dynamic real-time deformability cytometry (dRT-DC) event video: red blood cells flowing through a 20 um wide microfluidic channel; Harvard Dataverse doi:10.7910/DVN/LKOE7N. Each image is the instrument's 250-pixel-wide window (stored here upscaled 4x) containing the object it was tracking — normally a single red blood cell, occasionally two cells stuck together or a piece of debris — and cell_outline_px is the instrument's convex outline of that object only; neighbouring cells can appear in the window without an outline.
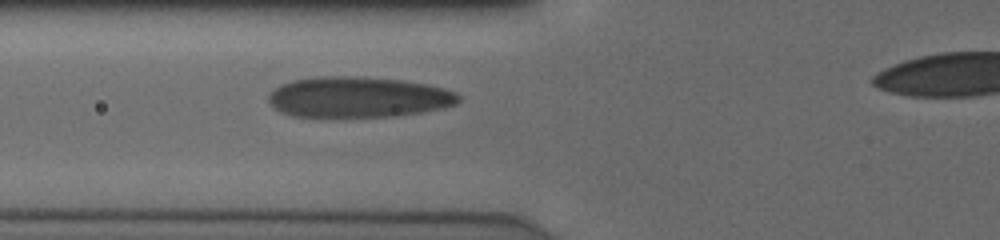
{"species": "human", "species_latin": "Homo sapiens", "temperature_condition": "cold", "stored_images_in_passage": 43, "camera_frame_rate_fps": 3000, "um_per_image_px": 0.085, "donor": {"sex": "male"}, "frame": {"image": 1, "passage_image": 15, "time_ms": 4.667, "image_size_px": [1000, 240], "cell_outline_px": [[460, 100], [456, 104], [440, 108], [420, 112], [392, 116], [292, 116], [276, 108], [268, 100], [268, 96], [280, 84], [292, 80], [316, 76], [356, 76], [404, 80], [428, 84], [444, 88], [456, 92], [460, 96]], "centroid_in_image_um": [30.47, 8.23], "position_along_channel_um": 95.3, "area_um2": 44.8}}
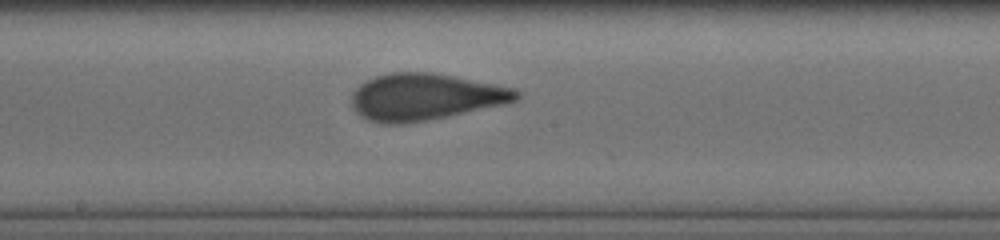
{"frame": {"image": 2, "passage_image": 24, "time_ms": 7.667, "image_size_px": [1000, 240], "cell_outline_px": [[524, 92], [516, 100], [504, 104], [448, 116], [428, 120], [404, 124], [380, 124], [368, 120], [360, 116], [352, 108], [352, 92], [360, 84], [376, 76], [392, 72], [428, 72], [452, 76], [512, 88]], "centroid_in_image_um": [36.09, 8.25], "position_along_channel_um": 212.1, "area_um2": 44.68}}
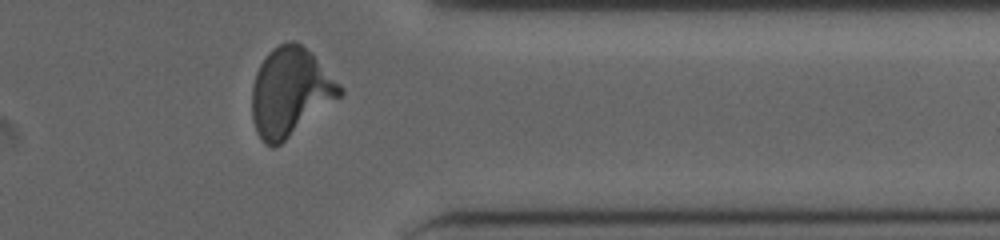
{"frame": {"image": 3, "passage_image": 38, "time_ms": 12.333, "image_size_px": [1000, 240], "cell_outline_px": [[344, 92], [340, 96], [280, 144], [272, 148], [264, 144], [260, 140], [256, 132], [252, 120], [252, 84], [256, 72], [260, 64], [268, 52], [272, 48], [280, 44], [292, 40], [296, 40], [344, 88]], "centroid_in_image_um": [24.61, 7.84], "position_along_channel_um": 386.8, "area_um2": 44.62}}